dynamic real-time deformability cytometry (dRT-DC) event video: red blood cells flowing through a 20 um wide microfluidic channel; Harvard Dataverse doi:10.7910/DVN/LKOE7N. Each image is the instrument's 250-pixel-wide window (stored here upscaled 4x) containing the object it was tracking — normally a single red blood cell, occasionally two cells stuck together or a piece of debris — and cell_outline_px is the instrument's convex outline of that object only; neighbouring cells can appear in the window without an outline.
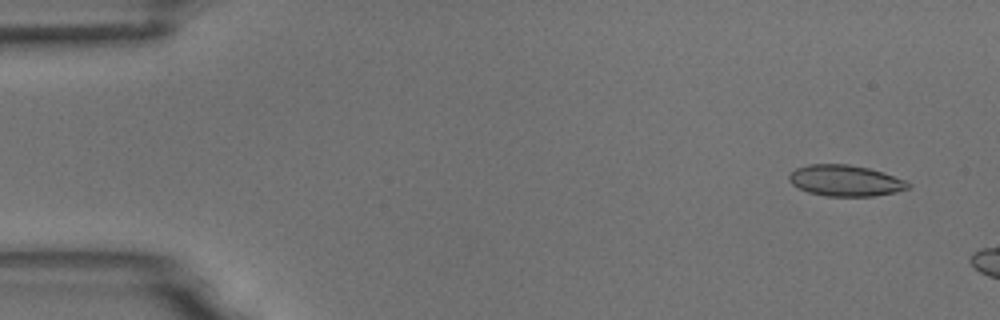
{"species": "common noctule bat (a hibernating species)", "species_latin": "Nyctalus noctula", "temperature_condition": "room temperature", "stored_images_in_passage": 8, "camera_frame_rate_fps": 3000, "um_per_image_px": 0.085, "animal": {"sex": "male", "body_mass_g": 18.8}, "frame": {"image": 1, "passage_image": 4, "time_ms": 1.0, "image_size_px": [1000, 320], "cell_outline_px": [[912, 184], [908, 188], [896, 192], [872, 196], [824, 196], [808, 192], [792, 184], [788, 180], [788, 176], [796, 168], [808, 164], [848, 164], [868, 168], [904, 180]], "centroid_in_image_um": [71.82, 15.35], "position_along_channel_um": 13.2, "area_um2": 21.39}}